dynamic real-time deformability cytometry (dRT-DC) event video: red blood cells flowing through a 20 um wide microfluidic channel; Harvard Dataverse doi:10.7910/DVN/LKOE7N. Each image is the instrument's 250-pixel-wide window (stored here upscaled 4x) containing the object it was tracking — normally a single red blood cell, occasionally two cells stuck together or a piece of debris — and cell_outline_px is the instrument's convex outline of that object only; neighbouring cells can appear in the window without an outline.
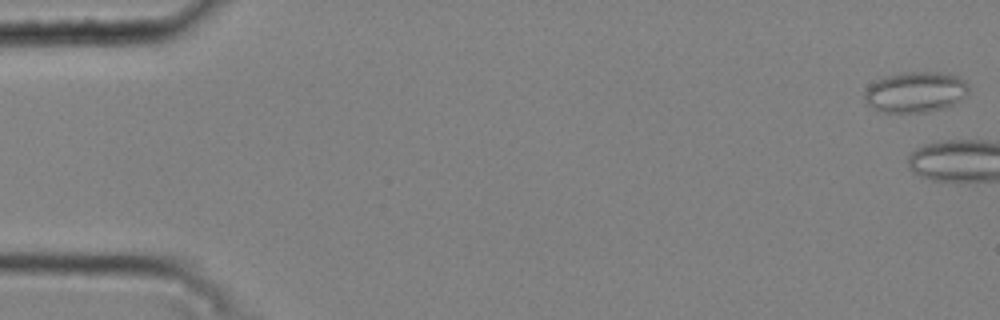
{"species": "common noctule bat (a hibernating species)", "species_latin": "Nyctalus noctula", "temperature_condition": "cold", "stored_images_in_passage": 4, "camera_frame_rate_fps": 3000, "um_per_image_px": 0.085, "animal": {"sex": "male", "body_mass_g": 20.4}, "frame": {"image": 1, "passage_image": 1, "time_ms": 0.0, "image_size_px": [1000, 320], "cell_outline_px": [[968, 92], [960, 100], [952, 104], [928, 112], [884, 112], [872, 108], [864, 100], [864, 92], [876, 80], [884, 76], [900, 72], [940, 72], [960, 76], [968, 84]], "centroid_in_image_um": [77.81, 7.81], "position_along_channel_um": 7.2, "area_um2": 24.68}}